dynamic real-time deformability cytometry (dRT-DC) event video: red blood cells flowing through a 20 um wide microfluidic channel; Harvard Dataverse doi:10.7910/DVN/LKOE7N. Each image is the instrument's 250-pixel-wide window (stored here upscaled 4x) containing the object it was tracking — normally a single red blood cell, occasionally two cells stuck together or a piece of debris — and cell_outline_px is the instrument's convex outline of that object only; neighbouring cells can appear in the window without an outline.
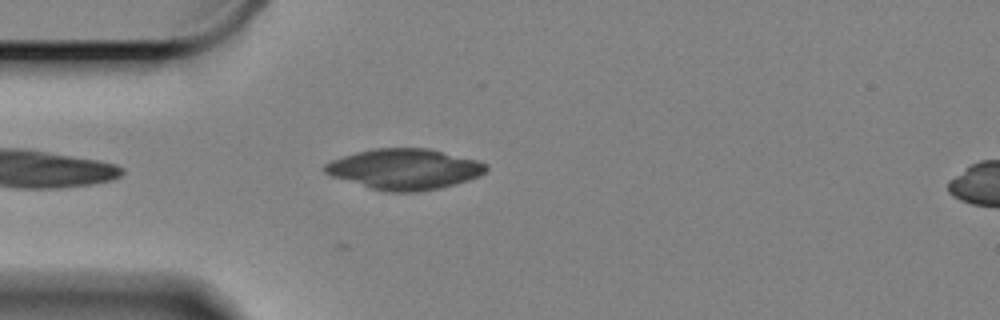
{"species": "Egyptian fruit bat (a non-hibernating species)", "species_latin": "Rousettus aegyptiacus", "temperature_condition": "cold", "stored_images_in_passage": 32, "camera_frame_rate_fps": 3000, "um_per_image_px": 0.085, "animal": {"sex": "female"}, "frame": {"image": 1, "passage_image": 2, "time_ms": 0.333, "image_size_px": [1000, 320], "cell_outline_px": [[488, 168], [484, 172], [468, 180], [440, 188], [416, 192], [388, 192], [372, 188], [332, 176], [324, 172], [324, 164], [332, 160], [356, 152], [372, 148], [428, 148], [476, 160], [488, 164]], "centroid_in_image_um": [34.38, 14.37], "position_along_channel_um": 50.6, "area_um2": 37.8}}
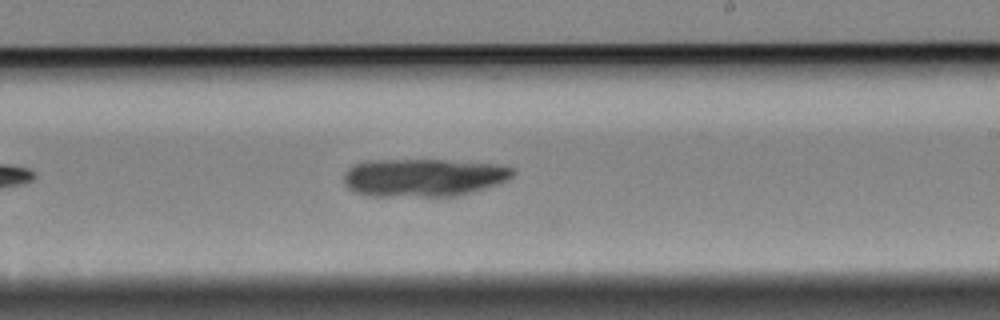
{"frame": {"image": 2, "passage_image": 21, "time_ms": 6.667, "image_size_px": [1000, 320], "cell_outline_px": [[512, 176], [496, 184], [472, 192], [456, 196], [368, 196], [356, 192], [348, 188], [344, 184], [344, 172], [348, 168], [356, 164], [368, 160], [444, 160], [492, 164], [512, 168]], "centroid_in_image_um": [35.91, 15.09], "position_along_channel_um": 253.1, "area_um2": 37.05}}
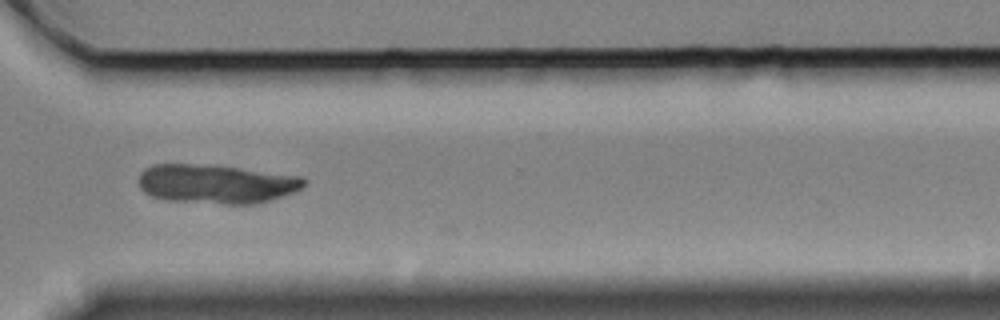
{"frame": {"image": 3, "passage_image": 30, "time_ms": 9.667, "image_size_px": [1000, 320], "cell_outline_px": [[308, 180], [300, 188], [292, 192], [272, 200], [256, 204], [224, 204], [164, 200], [152, 196], [144, 192], [140, 188], [140, 172], [144, 168], [152, 164], [192, 164], [236, 168], [300, 176]], "centroid_in_image_um": [18.34, 15.65], "position_along_channel_um": 352.3, "area_um2": 37.4}}